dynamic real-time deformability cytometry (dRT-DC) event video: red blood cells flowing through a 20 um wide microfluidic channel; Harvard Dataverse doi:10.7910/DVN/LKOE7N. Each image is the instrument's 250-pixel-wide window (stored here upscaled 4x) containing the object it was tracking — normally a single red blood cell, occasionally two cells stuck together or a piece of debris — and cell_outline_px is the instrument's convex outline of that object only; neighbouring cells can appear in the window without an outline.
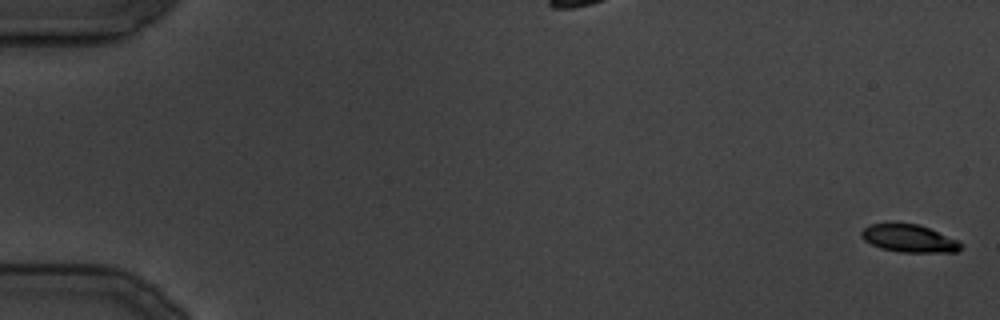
{"species": "common noctule bat (a hibernating species)", "species_latin": "Nyctalus noctula", "temperature_condition": "cold", "stored_images_in_passage": 35, "camera_frame_rate_fps": 3000, "um_per_image_px": 0.085, "animal": {"sex": "male", "body_mass_g": 19.5, "forearm_length_mm": 54.6}, "frame": {"image": 1, "passage_image": 1, "time_ms": 0.0, "image_size_px": [1000, 320], "cell_outline_px": [[964, 244], [956, 252], [900, 252], [880, 248], [864, 240], [860, 236], [860, 232], [868, 224], [920, 224], [956, 240]], "centroid_in_image_um": [77.25, 20.27], "position_along_channel_um": 7.8, "area_um2": 15.84}}
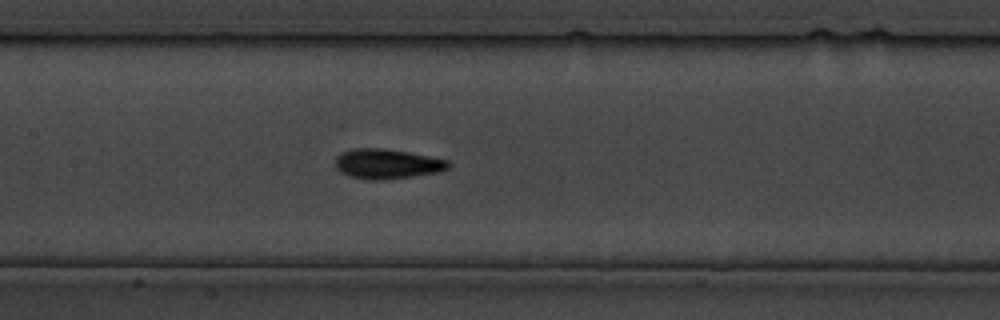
{"frame": {"image": 2, "passage_image": 18, "time_ms": 20.667, "image_size_px": [1000, 320], "cell_outline_px": [[452, 164], [448, 168], [440, 172], [384, 180], [372, 180], [348, 176], [340, 172], [336, 168], [336, 156], [340, 152], [356, 148], [384, 148], [408, 152], [448, 160]], "centroid_in_image_um": [32.89, 13.93], "position_along_channel_um": 174.5, "area_um2": 19.77}}
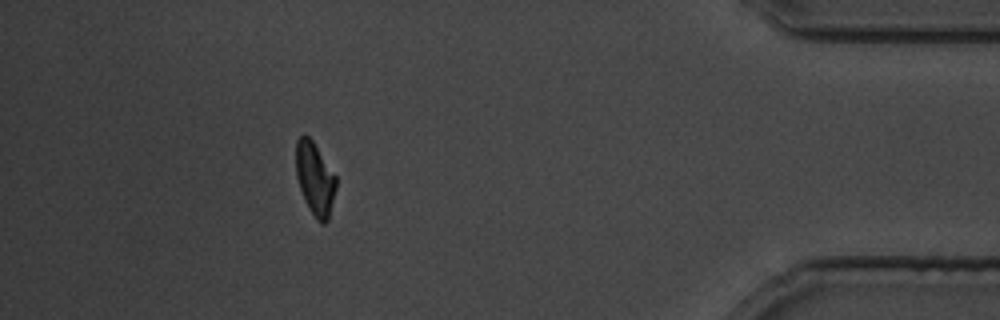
{"frame": {"image": 3, "passage_image": 32, "time_ms": 38.333, "image_size_px": [1000, 320], "cell_outline_px": [[336, 188], [328, 220], [324, 224], [320, 224], [316, 220], [308, 208], [304, 200], [296, 176], [296, 140], [304, 132], [312, 140], [336, 176]], "centroid_in_image_um": [26.76, 15.2], "position_along_channel_um": 408.4, "area_um2": 17.11}}